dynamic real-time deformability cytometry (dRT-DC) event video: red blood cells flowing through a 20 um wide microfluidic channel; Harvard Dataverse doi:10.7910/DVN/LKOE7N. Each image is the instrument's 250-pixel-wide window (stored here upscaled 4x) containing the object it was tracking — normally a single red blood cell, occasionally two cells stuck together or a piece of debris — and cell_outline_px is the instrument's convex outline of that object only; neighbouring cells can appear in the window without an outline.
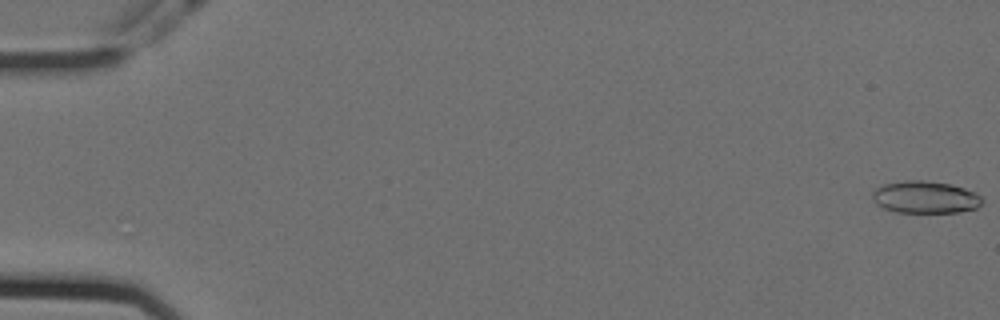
{"species": "Egyptian fruit bat (a non-hibernating species)", "species_latin": "Rousettus aegyptiacus", "temperature_condition": "cold", "stored_images_in_passage": 58, "camera_frame_rate_fps": 3000, "um_per_image_px": 0.085, "animal": {"sex": "female"}, "frame": {"image": 1, "passage_image": 1, "time_ms": 0.0, "image_size_px": [1000, 320], "cell_outline_px": [[984, 200], [976, 208], [960, 212], [896, 212], [884, 208], [876, 204], [872, 200], [872, 192], [876, 188], [884, 184], [904, 180], [924, 180], [952, 184], [976, 192]], "centroid_in_image_um": [78.64, 16.75], "position_along_channel_um": 6.4, "area_um2": 20.75}}
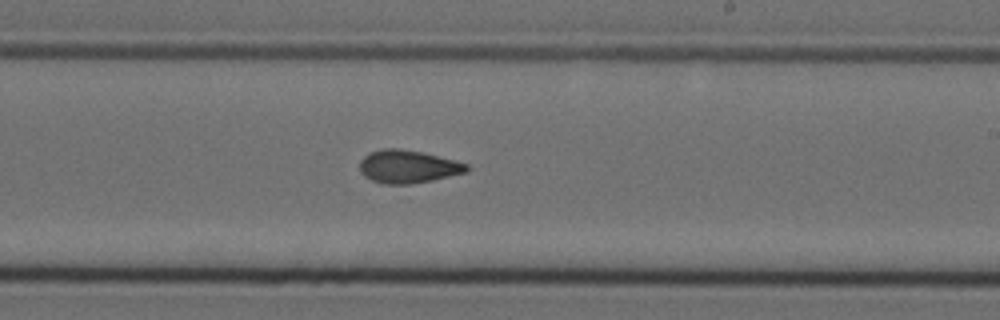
{"frame": {"image": 2, "passage_image": 35, "time_ms": 11.333, "image_size_px": [1000, 320], "cell_outline_px": [[468, 172], [432, 180], [408, 184], [380, 184], [364, 176], [360, 172], [360, 160], [364, 156], [372, 152], [384, 148], [400, 148], [424, 152], [468, 164]], "centroid_in_image_um": [34.66, 14.16], "position_along_channel_um": 254.3, "area_um2": 20.58}}
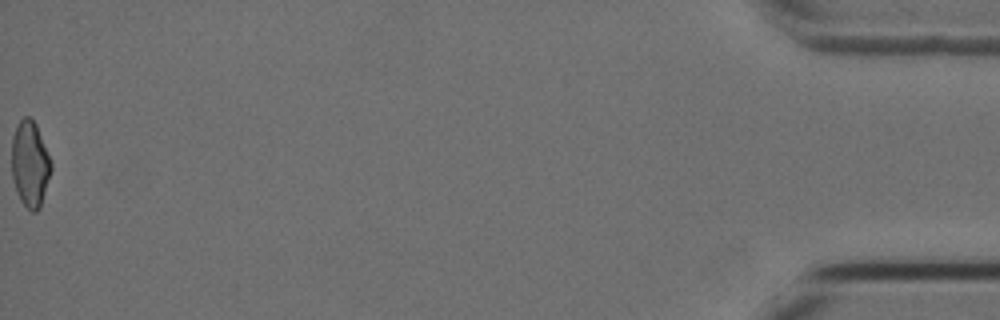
{"frame": {"image": 3, "passage_image": 58, "time_ms": 19.0, "image_size_px": [1000, 320], "cell_outline_px": [[52, 168], [40, 208], [36, 212], [32, 212], [20, 200], [16, 192], [12, 176], [12, 136], [16, 124], [24, 116], [28, 116], [36, 124], [52, 164]], "centroid_in_image_um": [2.54, 13.94], "position_along_channel_um": 432.7, "area_um2": 19.71}, "authors_computed_cell_mechanics": {"area_um2": 20.3745, "velocity_mm_per_s": 3.5842, "shape_relaxation_time_tau1_ms": 10.4969, "shape_relaxation_time_tau2_ms": 2.9029, "deformation_change_tau1": 0.2144, "deformation_change_tau2": 0.0796}}